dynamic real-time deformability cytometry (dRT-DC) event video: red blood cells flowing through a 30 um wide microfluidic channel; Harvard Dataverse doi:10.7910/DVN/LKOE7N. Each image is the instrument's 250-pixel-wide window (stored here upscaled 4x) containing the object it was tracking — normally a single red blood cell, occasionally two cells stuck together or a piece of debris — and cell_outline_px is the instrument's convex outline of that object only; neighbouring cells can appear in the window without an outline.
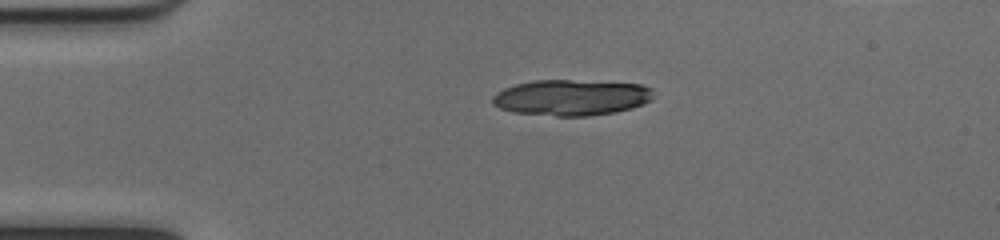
{"species": "common noctule bat (a hibernating species)", "species_latin": "Nyctalus noctula", "temperature_condition": "cold", "stored_images_in_passage": 8, "camera_frame_rate_fps": 3000, "um_per_image_px": 0.085, "animal": {"sex": "female", "body_mass_g": 17.0, "forearm_length_mm": 48.0}, "frame": {"image": 1, "passage_image": 1, "time_ms": 0.0, "image_size_px": [1000, 240], "cell_outline_px": [[656, 96], [652, 100], [632, 108], [616, 112], [588, 116], [556, 116], [512, 112], [500, 108], [492, 104], [492, 96], [496, 92], [504, 88], [516, 84], [536, 80], [568, 80], [640, 84], [652, 88]], "centroid_in_image_um": [48.58, 8.29], "position_along_channel_um": 36.4, "area_um2": 33.87}}